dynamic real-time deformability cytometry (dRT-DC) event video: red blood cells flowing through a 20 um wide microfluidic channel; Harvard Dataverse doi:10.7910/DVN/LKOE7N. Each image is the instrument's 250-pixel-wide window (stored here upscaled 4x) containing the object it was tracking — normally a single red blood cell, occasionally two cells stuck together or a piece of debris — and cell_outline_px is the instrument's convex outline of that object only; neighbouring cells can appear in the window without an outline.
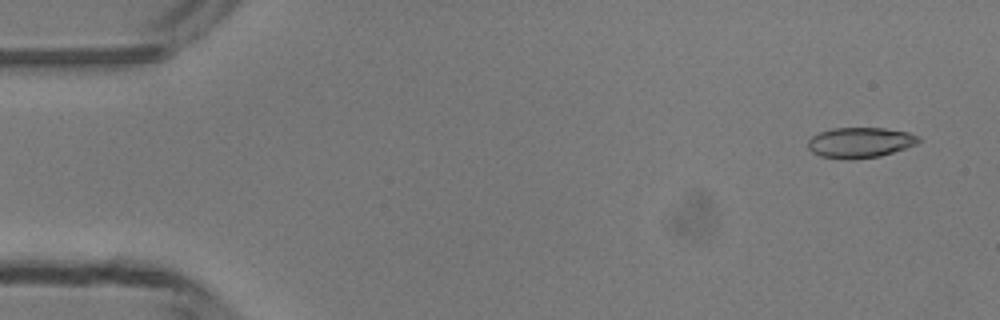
{"species": "common noctule bat (a hibernating species)", "species_latin": "Nyctalus noctula", "temperature_condition": "room temperature", "stored_images_in_passage": 49, "camera_frame_rate_fps": 3000, "um_per_image_px": 0.085, "animal": {"sex": "male", "body_mass_g": 13.3}, "frame": {"image": 1, "passage_image": 3, "time_ms": 0.667, "image_size_px": [1000, 320], "cell_outline_px": [[920, 140], [916, 144], [880, 156], [844, 160], [820, 156], [812, 152], [808, 148], [808, 140], [812, 136], [820, 132], [832, 128], [884, 128], [908, 132], [916, 136]], "centroid_in_image_um": [73.05, 12.12], "position_along_channel_um": 11.9, "area_um2": 19.48}}
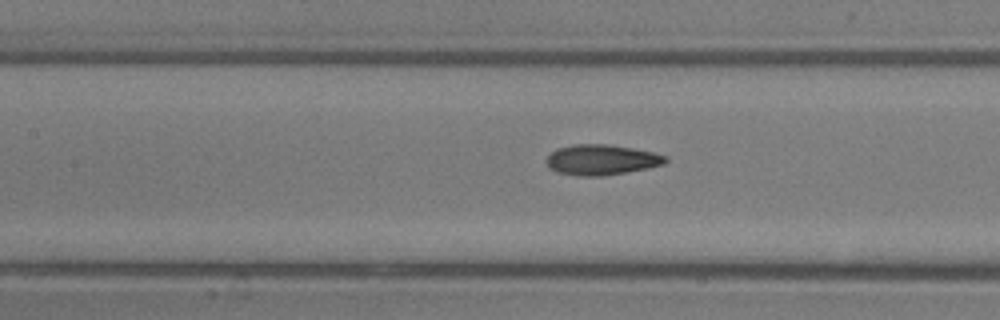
{"frame": {"image": 2, "passage_image": 22, "time_ms": 7.0, "image_size_px": [1000, 320], "cell_outline_px": [[668, 160], [664, 164], [604, 176], [576, 176], [556, 172], [548, 168], [548, 156], [556, 148], [572, 144], [608, 144], [632, 148], [652, 152], [664, 156]], "centroid_in_image_um": [51.07, 13.58], "position_along_channel_um": 156.3, "area_um2": 20.92}}
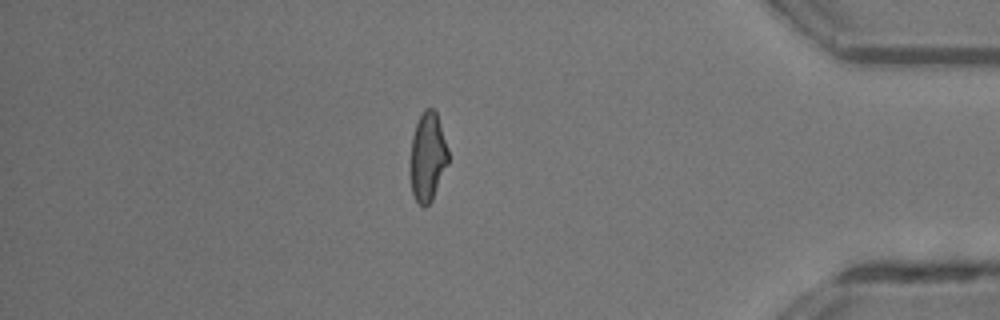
{"frame": {"image": 3, "passage_image": 42, "time_ms": 13.667, "image_size_px": [1000, 320], "cell_outline_px": [[448, 164], [432, 200], [424, 208], [416, 200], [412, 192], [412, 136], [416, 124], [424, 108], [432, 108], [436, 112], [448, 148]], "centroid_in_image_um": [36.38, 13.32], "position_along_channel_um": 398.8, "area_um2": 19.13}, "authors_computed_cell_mechanics": {"area_um2": 20.23, "velocity_mm_per_s": 4.2193, "shape_relaxation_time_tau1_ms": 5.5707, "shape_relaxation_time_tau2_ms": 1.5607, "deformation_change_tau1": 0.1701, "deformation_change_tau2": 0.0881}}